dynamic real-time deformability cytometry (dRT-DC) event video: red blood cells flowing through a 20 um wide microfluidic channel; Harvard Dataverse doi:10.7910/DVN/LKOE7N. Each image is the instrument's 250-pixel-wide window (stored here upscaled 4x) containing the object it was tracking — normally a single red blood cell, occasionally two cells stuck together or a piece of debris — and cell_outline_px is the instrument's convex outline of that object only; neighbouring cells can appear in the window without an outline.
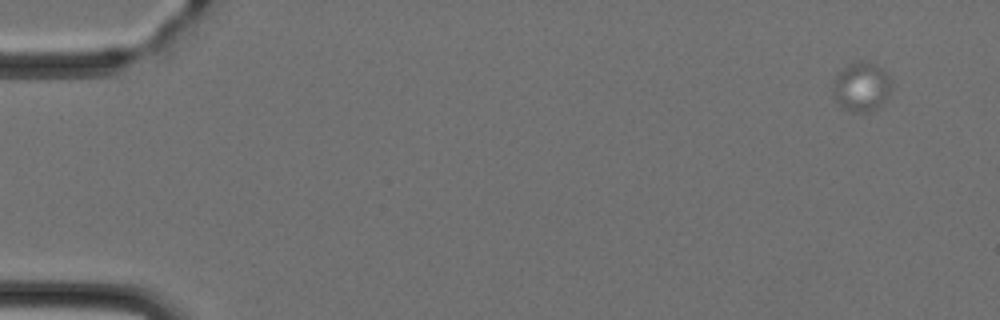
{"species": "Egyptian fruit bat (a non-hibernating species)", "species_latin": "Rousettus aegyptiacus", "temperature_condition": "cold", "stored_images_in_passage": 4, "camera_frame_rate_fps": 3000, "um_per_image_px": 0.085, "animal": {"sex": "female"}, "frame": {"image": 1, "passage_image": 1, "time_ms": 0.0, "image_size_px": [1000, 320], "cell_outline_px": [[892, 88], [880, 108], [868, 112], [848, 112], [840, 108], [832, 96], [832, 80], [848, 64], [860, 60], [880, 68], [892, 80]], "centroid_in_image_um": [73.18, 7.44], "position_along_channel_um": 11.8, "area_um2": 17.11}}
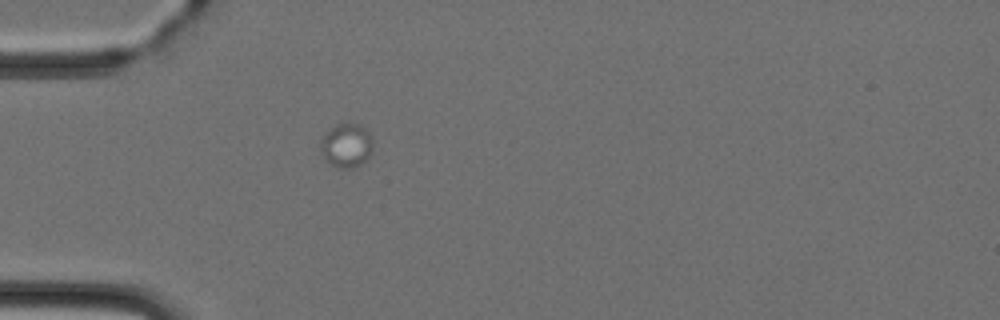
{"frame": {"image": 2, "passage_image": 4, "time_ms": 4.0, "image_size_px": [1000, 320], "cell_outline_px": [[372, 148], [368, 156], [360, 164], [352, 168], [336, 168], [324, 156], [320, 148], [320, 140], [336, 124], [356, 124], [364, 128], [372, 136]], "centroid_in_image_um": [29.45, 12.37], "position_along_channel_um": 55.5, "area_um2": 13.01}}